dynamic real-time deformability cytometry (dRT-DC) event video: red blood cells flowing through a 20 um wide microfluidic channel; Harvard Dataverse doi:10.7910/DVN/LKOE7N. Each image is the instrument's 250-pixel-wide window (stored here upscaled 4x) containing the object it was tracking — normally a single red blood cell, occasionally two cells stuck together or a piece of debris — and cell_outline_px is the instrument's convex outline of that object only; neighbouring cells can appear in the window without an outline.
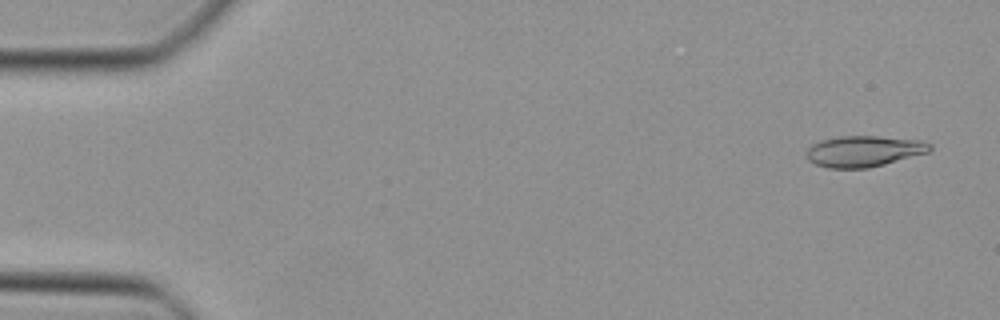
{"species": "Egyptian fruit bat (a non-hibernating species)", "species_latin": "Rousettus aegyptiacus", "temperature_condition": "cold", "stored_images_in_passage": 16, "camera_frame_rate_fps": 3000, "um_per_image_px": 0.085, "animal": {"sex": "female"}, "frame": {"image": 1, "passage_image": 2, "time_ms": 0.333, "image_size_px": [1000, 320], "cell_outline_px": [[932, 148], [928, 152], [884, 164], [868, 168], [828, 168], [816, 164], [808, 160], [808, 148], [812, 144], [824, 140], [840, 136], [876, 136], [920, 140], [932, 144]], "centroid_in_image_um": [73.45, 12.85], "position_along_channel_um": 11.6, "area_um2": 22.02}}
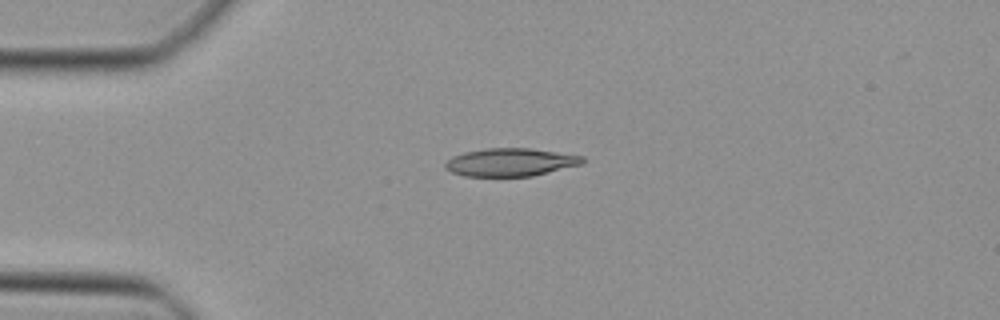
{"frame": {"image": 2, "passage_image": 11, "time_ms": 3.333, "image_size_px": [1000, 320], "cell_outline_px": [[584, 160], [580, 164], [532, 176], [464, 176], [452, 172], [444, 164], [452, 156], [464, 152], [488, 148], [532, 148], [584, 156]], "centroid_in_image_um": [43.38, 13.78], "position_along_channel_um": 41.6, "area_um2": 22.14}}
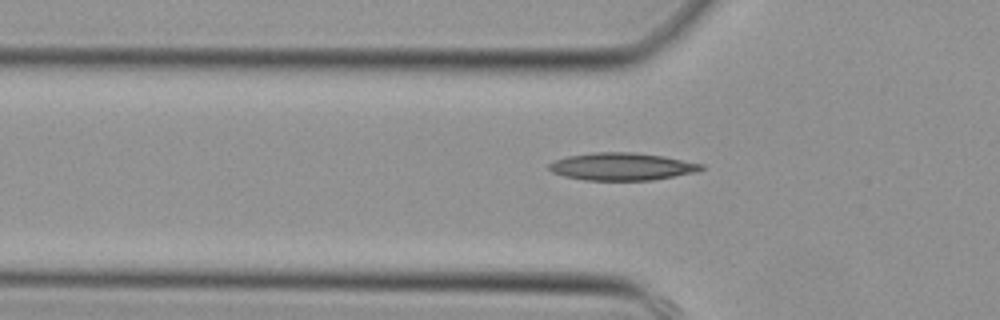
{"frame": {"image": 3, "passage_image": 15, "time_ms": 4.667, "image_size_px": [1000, 320], "cell_outline_px": [[704, 168], [696, 172], [652, 180], [584, 180], [564, 176], [552, 172], [548, 168], [548, 164], [556, 160], [568, 156], [592, 152], [632, 152], [664, 156], [704, 164]], "centroid_in_image_um": [52.86, 14.15], "position_along_channel_um": 72.9, "area_um2": 24.39}}